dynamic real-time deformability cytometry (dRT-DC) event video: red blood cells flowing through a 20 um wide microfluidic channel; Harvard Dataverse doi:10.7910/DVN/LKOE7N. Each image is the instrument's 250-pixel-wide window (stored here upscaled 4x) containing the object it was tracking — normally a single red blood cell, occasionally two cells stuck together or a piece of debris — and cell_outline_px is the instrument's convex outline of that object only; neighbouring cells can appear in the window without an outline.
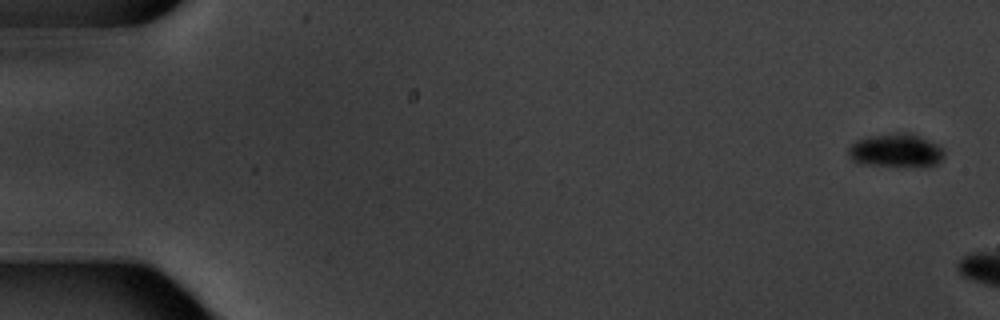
{"species": "common noctule bat (a hibernating species)", "species_latin": "Nyctalus noctula", "temperature_condition": "warm", "stored_images_in_passage": 3, "camera_frame_rate_fps": 3000, "um_per_image_px": 0.085, "animal": {"sex": "male", "body_mass_g": 20.1, "forearm_length_mm": 53.5}, "frame": {"image": 1, "passage_image": 1, "time_ms": 0.0, "image_size_px": [1000, 320], "cell_outline_px": [[944, 156], [936, 164], [928, 168], [912, 168], [868, 164], [852, 160], [848, 156], [848, 148], [856, 140], [868, 136], [896, 132], [912, 132], [944, 148]], "centroid_in_image_um": [76.2, 12.81], "position_along_channel_um": 8.8, "area_um2": 19.31}}